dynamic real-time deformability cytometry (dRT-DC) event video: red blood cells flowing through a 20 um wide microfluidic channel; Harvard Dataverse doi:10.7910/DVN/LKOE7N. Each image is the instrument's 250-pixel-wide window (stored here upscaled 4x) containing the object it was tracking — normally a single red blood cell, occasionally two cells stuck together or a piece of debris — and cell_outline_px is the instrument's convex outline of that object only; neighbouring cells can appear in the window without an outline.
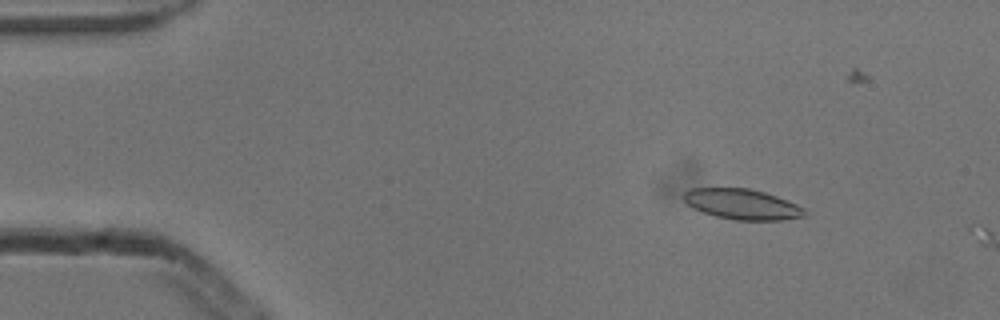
{"species": "common noctule bat (a hibernating species)", "species_latin": "Nyctalus noctula", "temperature_condition": "cold", "stored_images_in_passage": 2, "camera_frame_rate_fps": 3000, "um_per_image_px": 0.085, "animal": {"sex": "male", "body_mass_g": 13.3}, "frame": {"image": 1, "passage_image": 1, "time_ms": 0.0, "image_size_px": [1000, 320], "cell_outline_px": [[808, 216], [780, 220], [736, 220], [716, 216], [704, 212], [688, 204], [684, 200], [684, 192], [692, 188], [748, 188], [764, 192], [776, 196], [796, 204], [804, 208], [808, 212]], "centroid_in_image_um": [63.14, 17.36], "position_along_channel_um": 21.9, "area_um2": 21.27}}